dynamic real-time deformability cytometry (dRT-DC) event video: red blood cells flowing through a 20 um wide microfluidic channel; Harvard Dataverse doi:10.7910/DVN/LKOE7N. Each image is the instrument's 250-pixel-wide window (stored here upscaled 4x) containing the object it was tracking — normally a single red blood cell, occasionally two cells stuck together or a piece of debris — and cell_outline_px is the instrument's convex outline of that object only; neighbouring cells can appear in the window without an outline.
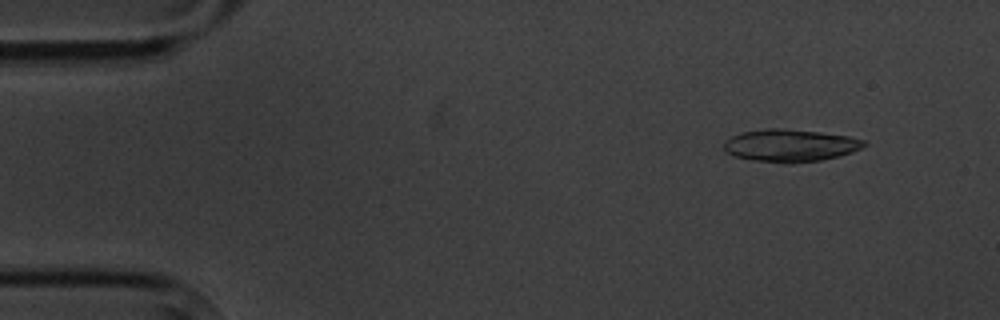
{"species": "common noctule bat (a hibernating species)", "species_latin": "Nyctalus noctula", "temperature_condition": "cold", "stored_images_in_passage": 5, "camera_frame_rate_fps": 3000, "um_per_image_px": 0.085, "animal": {"sex": "male", "body_mass_g": 20.1, "forearm_length_mm": 53.5}, "frame": {"image": 1, "passage_image": 1, "time_ms": 0.0, "image_size_px": [1000, 320], "cell_outline_px": [[868, 144], [852, 152], [820, 160], [792, 164], [784, 164], [752, 160], [736, 156], [724, 152], [724, 140], [740, 132], [764, 128], [780, 128], [820, 132], [848, 136], [864, 140]], "centroid_in_image_um": [67.12, 12.37], "position_along_channel_um": 17.9, "area_um2": 26.7}}